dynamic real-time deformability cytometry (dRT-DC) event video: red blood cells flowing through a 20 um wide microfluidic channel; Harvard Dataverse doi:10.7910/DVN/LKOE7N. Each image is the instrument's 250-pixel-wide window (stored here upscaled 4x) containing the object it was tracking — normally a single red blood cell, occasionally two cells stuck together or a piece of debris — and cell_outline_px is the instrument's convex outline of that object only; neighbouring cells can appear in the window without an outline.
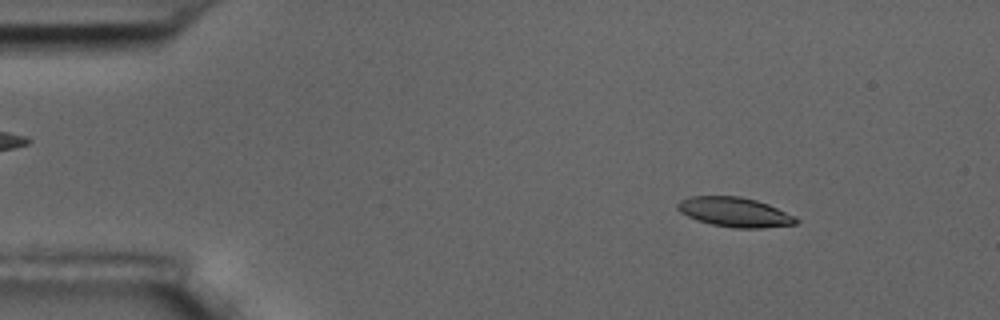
{"species": "common noctule bat (a hibernating species)", "species_latin": "Nyctalus noctula", "temperature_condition": "room temperature", "stored_images_in_passage": 4, "camera_frame_rate_fps": 3000, "um_per_image_px": 0.085, "animal": {"sex": "male", "body_mass_g": 17.5, "forearm_length_mm": 52.3}, "frame": {"image": 1, "passage_image": 2, "time_ms": 1.333, "image_size_px": [1000, 320], "cell_outline_px": [[800, 220], [796, 224], [760, 228], [732, 228], [712, 224], [696, 220], [680, 212], [676, 208], [676, 204], [680, 200], [688, 196], [740, 196], [756, 200], [768, 204], [796, 216]], "centroid_in_image_um": [62.44, 18.03], "position_along_channel_um": 22.6, "area_um2": 20.58}}